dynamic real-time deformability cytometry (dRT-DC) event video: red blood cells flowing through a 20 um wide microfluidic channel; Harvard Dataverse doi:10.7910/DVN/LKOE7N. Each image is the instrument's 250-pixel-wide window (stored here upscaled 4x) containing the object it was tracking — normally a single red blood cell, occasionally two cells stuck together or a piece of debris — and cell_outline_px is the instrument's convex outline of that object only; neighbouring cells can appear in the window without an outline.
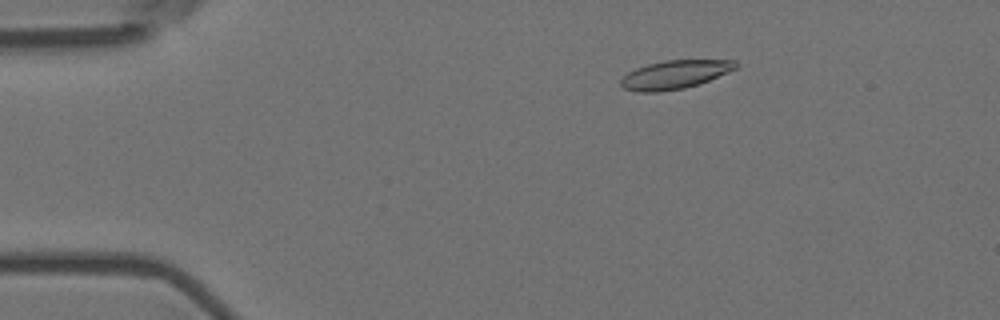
{"species": "Egyptian fruit bat (a non-hibernating species)", "species_latin": "Rousettus aegyptiacus", "temperature_condition": "room temperature", "stored_images_in_passage": 4, "camera_frame_rate_fps": 3000, "um_per_image_px": 0.085, "animal": {"sex": "female"}, "frame": {"image": 1, "passage_image": 2, "time_ms": 0.333, "image_size_px": [1000, 320], "cell_outline_px": [[736, 68], [728, 72], [700, 84], [684, 88], [660, 92], [636, 92], [624, 88], [620, 84], [620, 80], [628, 72], [636, 68], [648, 64], [664, 60], [736, 60]], "centroid_in_image_um": [57.34, 6.35], "position_along_channel_um": 27.7, "area_um2": 19.07}}